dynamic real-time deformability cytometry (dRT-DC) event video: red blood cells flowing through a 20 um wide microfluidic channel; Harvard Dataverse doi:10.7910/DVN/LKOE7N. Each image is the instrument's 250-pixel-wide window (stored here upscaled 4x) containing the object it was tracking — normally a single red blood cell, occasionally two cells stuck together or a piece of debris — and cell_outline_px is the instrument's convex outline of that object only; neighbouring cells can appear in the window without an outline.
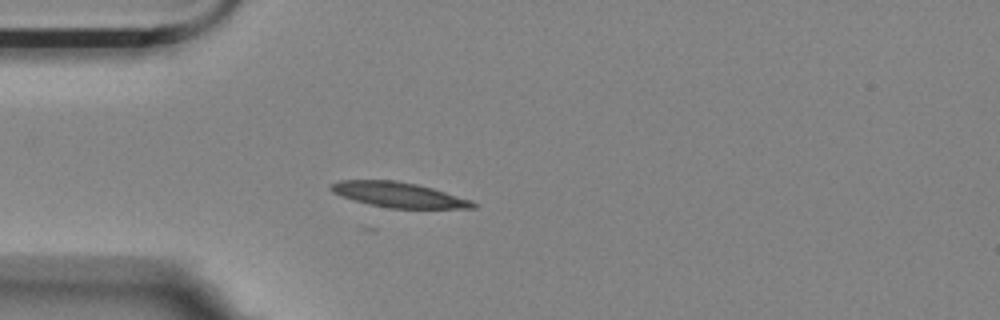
{"species": "Egyptian fruit bat (a non-hibernating species)", "species_latin": "Rousettus aegyptiacus", "temperature_condition": "room temperature", "stored_images_in_passage": 31, "camera_frame_rate_fps": 3000, "um_per_image_px": 0.085, "animal": {"sex": "female"}, "frame": {"image": 1, "passage_image": 1, "time_ms": 0.0, "image_size_px": [1000, 320], "cell_outline_px": [[480, 204], [476, 208], [388, 208], [368, 204], [340, 196], [332, 192], [328, 188], [328, 184], [340, 180], [396, 180], [416, 184], [432, 188], [472, 200]], "centroid_in_image_um": [33.86, 16.55], "position_along_channel_um": 51.1, "area_um2": 20.98}}
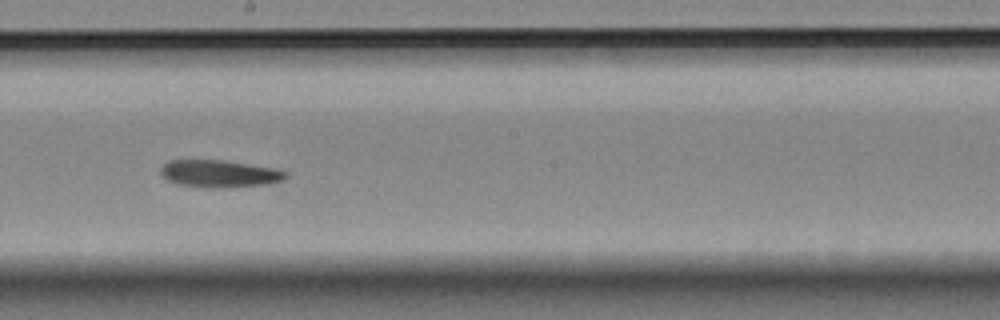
{"frame": {"image": 2, "passage_image": 17, "time_ms": 5.333, "image_size_px": [1000, 320], "cell_outline_px": [[288, 176], [284, 180], [268, 184], [220, 188], [208, 188], [176, 184], [168, 180], [160, 172], [160, 168], [168, 160], [224, 160], [276, 168], [288, 172]], "centroid_in_image_um": [18.68, 14.76], "position_along_channel_um": 229.5, "area_um2": 20.11}}
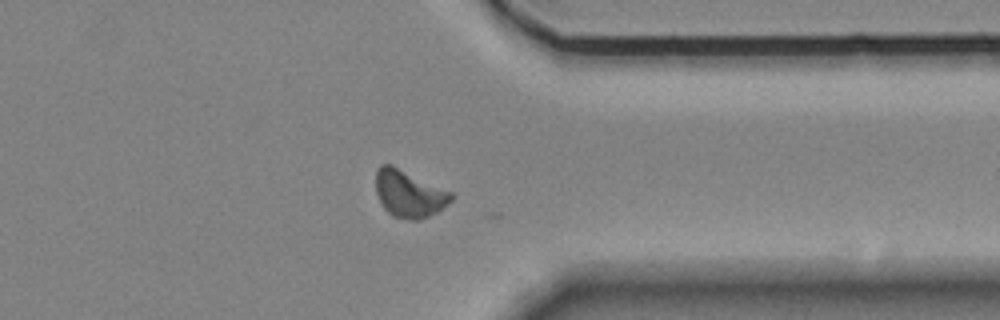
{"frame": {"image": 3, "passage_image": 30, "time_ms": 9.667, "image_size_px": [1000, 320], "cell_outline_px": [[456, 196], [448, 204], [436, 212], [428, 216], [416, 220], [408, 220], [392, 216], [384, 208], [376, 192], [376, 168], [380, 164], [392, 164], [452, 192]], "centroid_in_image_um": [34.77, 16.45], "position_along_channel_um": 376.6, "area_um2": 20.81}, "authors_computed_cell_mechanics": {"area_um2": 20.4612, "velocity_mm_per_s": 3.5064, "shape_relaxation_time_tau1_ms": null, "shape_relaxation_time_tau2_ms": 5.8071, "deformation_change_tau1": null, "deformation_change_tau2": 0.1136}}